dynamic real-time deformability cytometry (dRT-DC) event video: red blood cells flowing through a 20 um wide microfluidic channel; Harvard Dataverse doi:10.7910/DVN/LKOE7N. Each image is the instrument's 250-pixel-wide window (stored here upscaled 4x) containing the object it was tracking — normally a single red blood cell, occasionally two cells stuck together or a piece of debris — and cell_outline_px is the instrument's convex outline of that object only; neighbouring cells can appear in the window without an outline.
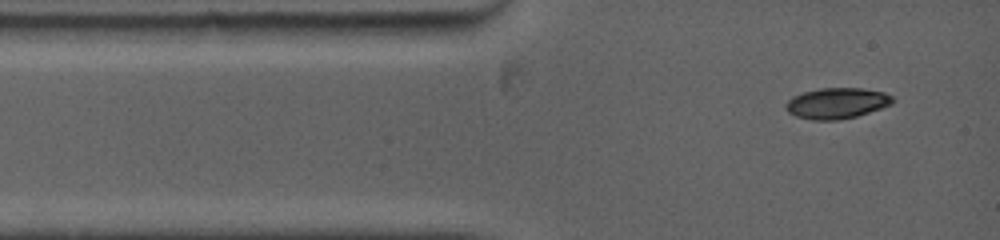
{"species": "common noctule bat (a hibernating species)", "species_latin": "Nyctalus noctula", "temperature_condition": "warm", "stored_images_in_passage": 37, "camera_frame_rate_fps": 5000, "um_per_image_px": 0.085, "animal": {"sex": "female", "body_mass_g": 19.0, "forearm_length_mm": 53.3}, "frame": {"image": 1, "passage_image": 1, "time_ms": 0.0, "image_size_px": [1000, 240], "cell_outline_px": [[896, 100], [892, 104], [856, 116], [836, 120], [812, 120], [796, 116], [788, 112], [784, 108], [784, 104], [792, 96], [804, 92], [820, 88], [860, 88], [884, 92], [892, 96]], "centroid_in_image_um": [71.11, 8.77], "position_along_channel_um": 13.9, "area_um2": 19.19}}
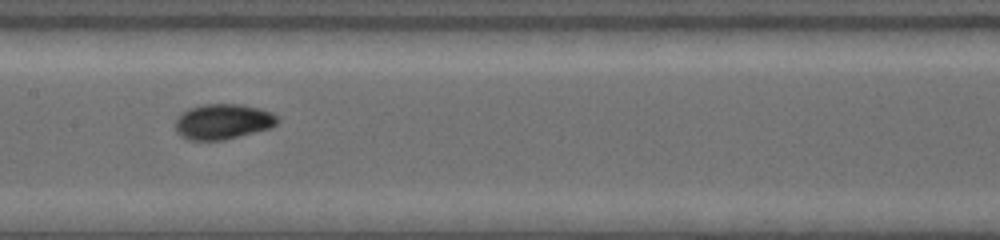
{"frame": {"image": 2, "passage_image": 16, "time_ms": 5.2, "image_size_px": [1000, 240], "cell_outline_px": [[280, 120], [272, 128], [224, 140], [188, 140], [180, 136], [176, 132], [176, 120], [188, 108], [204, 104], [240, 104], [260, 108], [272, 112], [280, 116]], "centroid_in_image_um": [19.0, 10.34], "position_along_channel_um": 188.4, "area_um2": 21.27}}
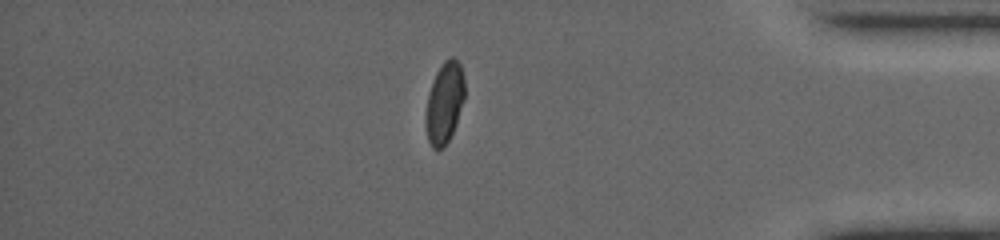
{"frame": {"image": 3, "passage_image": 32, "time_ms": 11.4, "image_size_px": [1000, 240], "cell_outline_px": [[464, 100], [456, 124], [444, 148], [436, 152], [432, 148], [428, 140], [424, 124], [424, 116], [428, 92], [436, 72], [444, 60], [452, 56], [460, 64], [464, 76]], "centroid_in_image_um": [37.75, 8.77], "position_along_channel_um": 397.4, "area_um2": 18.84}}